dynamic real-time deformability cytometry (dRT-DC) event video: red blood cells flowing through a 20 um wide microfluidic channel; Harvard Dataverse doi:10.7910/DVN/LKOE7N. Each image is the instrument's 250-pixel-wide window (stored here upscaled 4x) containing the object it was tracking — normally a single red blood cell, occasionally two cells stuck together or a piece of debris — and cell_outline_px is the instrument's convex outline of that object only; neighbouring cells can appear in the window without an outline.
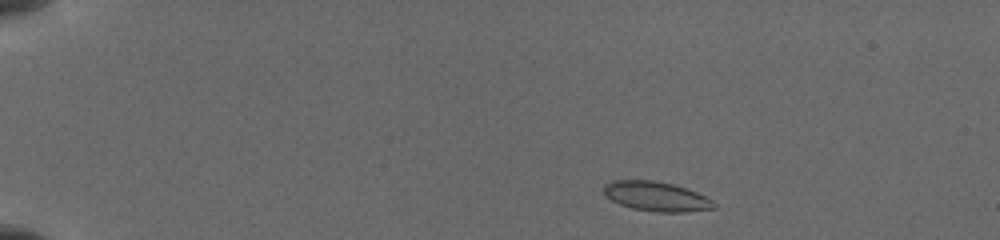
{"species": "common noctule bat (a hibernating species)", "species_latin": "Nyctalus noctula", "temperature_condition": "cold", "stored_images_in_passage": 17, "camera_frame_rate_fps": 3000, "um_per_image_px": 0.085, "animal": {"sex": "female", "body_mass_g": 19.5, "forearm_length_mm": 54.1}, "frame": {"image": 1, "passage_image": 2, "time_ms": 0.667, "image_size_px": [1000, 240], "cell_outline_px": [[716, 208], [684, 212], [656, 212], [632, 208], [620, 204], [612, 200], [604, 192], [604, 184], [612, 180], [652, 180], [672, 184], [696, 192], [712, 200], [716, 204]], "centroid_in_image_um": [55.78, 16.69], "position_along_channel_um": 29.2, "area_um2": 18.79}}
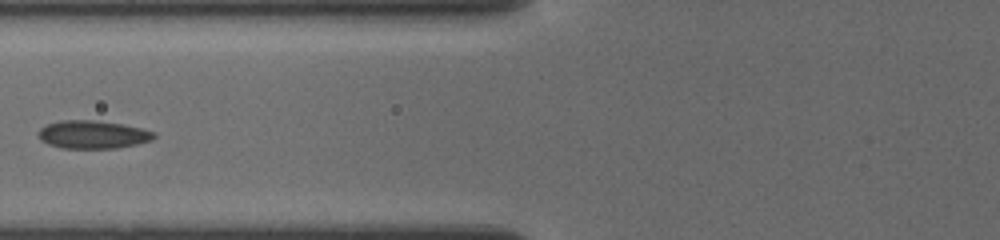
{"frame": {"image": 2, "passage_image": 10, "time_ms": 5.333, "image_size_px": [1000, 240], "cell_outline_px": [[156, 136], [152, 140], [136, 144], [116, 148], [60, 148], [48, 144], [40, 140], [36, 132], [40, 128], [48, 124], [60, 120], [92, 120], [120, 124], [140, 128], [156, 132]], "centroid_in_image_um": [7.85, 11.44], "position_along_channel_um": 117.9, "area_um2": 18.9}}
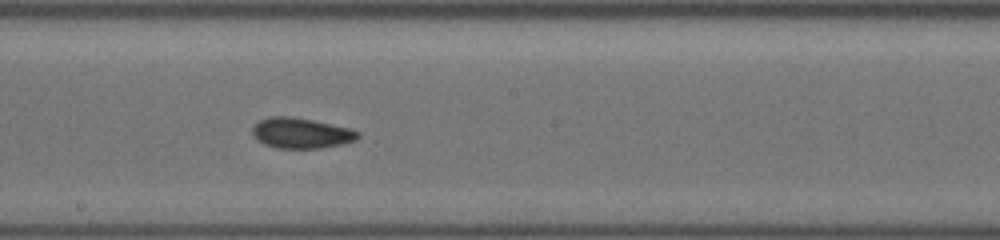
{"frame": {"image": 3, "passage_image": 17, "time_ms": 8.0, "image_size_px": [1000, 240], "cell_outline_px": [[360, 136], [356, 140], [340, 144], [320, 148], [276, 148], [264, 144], [256, 140], [252, 136], [252, 124], [268, 116], [292, 116], [352, 128], [360, 132]], "centroid_in_image_um": [25.56, 11.3], "position_along_channel_um": 222.6, "area_um2": 19.02}}